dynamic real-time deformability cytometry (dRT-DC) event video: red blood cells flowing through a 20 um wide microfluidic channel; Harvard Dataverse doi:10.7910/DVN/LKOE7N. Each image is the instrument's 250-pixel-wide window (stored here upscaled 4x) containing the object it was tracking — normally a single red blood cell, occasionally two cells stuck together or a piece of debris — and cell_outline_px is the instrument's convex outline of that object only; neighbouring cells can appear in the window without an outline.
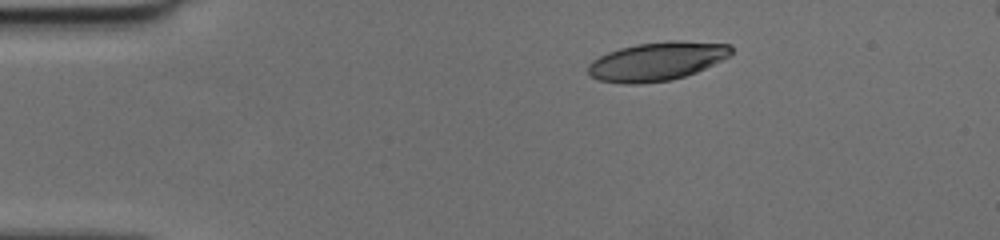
{"species": "human", "species_latin": "Homo sapiens", "temperature_condition": "cold", "stored_images_in_passage": 42, "camera_frame_rate_fps": 3000, "um_per_image_px": 0.085, "donor": {"sex": "female"}, "frame": {"image": 1, "passage_image": 1, "time_ms": 0.0, "image_size_px": [1000, 240], "cell_outline_px": [[732, 52], [728, 56], [696, 72], [672, 80], [640, 84], [624, 84], [600, 80], [592, 76], [588, 72], [588, 64], [592, 60], [608, 52], [620, 48], [636, 44], [668, 40], [680, 40], [732, 44]], "centroid_in_image_um": [55.83, 5.2], "position_along_channel_um": 29.2, "area_um2": 32.19}}
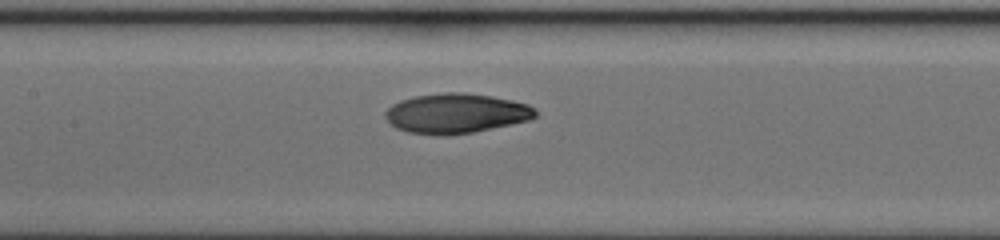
{"frame": {"image": 2, "passage_image": 16, "time_ms": 5.0, "image_size_px": [1000, 240], "cell_outline_px": [[536, 116], [528, 120], [472, 132], [444, 136], [408, 132], [396, 128], [384, 116], [384, 112], [392, 104], [400, 100], [416, 96], [444, 92], [460, 92], [492, 96], [512, 100], [528, 104], [536, 108]], "centroid_in_image_um": [38.75, 9.63], "position_along_channel_um": 168.7, "area_um2": 34.68}}
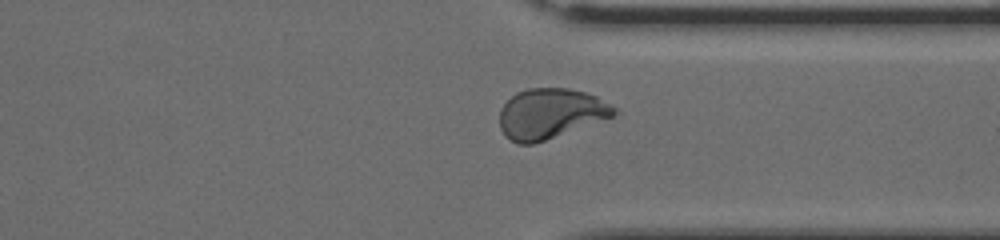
{"frame": {"image": 3, "passage_image": 30, "time_ms": 9.667, "image_size_px": [1000, 240], "cell_outline_px": [[620, 112], [612, 116], [544, 140], [532, 144], [516, 144], [504, 136], [500, 128], [500, 108], [516, 92], [528, 88], [568, 88], [584, 92], [596, 96], [616, 108]], "centroid_in_image_um": [46.74, 9.65], "position_along_channel_um": 364.7, "area_um2": 33.12}}